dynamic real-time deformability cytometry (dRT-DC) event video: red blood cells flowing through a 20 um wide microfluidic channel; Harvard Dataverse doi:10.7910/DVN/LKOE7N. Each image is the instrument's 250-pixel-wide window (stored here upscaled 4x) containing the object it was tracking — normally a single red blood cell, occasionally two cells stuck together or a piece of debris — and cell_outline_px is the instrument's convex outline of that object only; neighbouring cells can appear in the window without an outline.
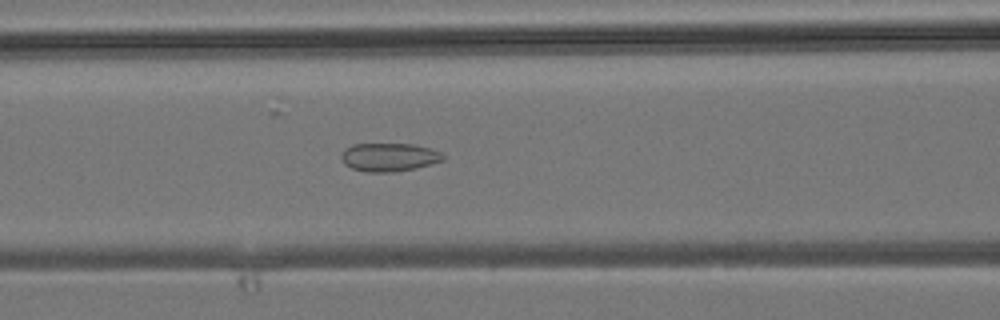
{"species": "common noctule bat (a hibernating species)", "species_latin": "Nyctalus noctula", "temperature_condition": "room temperature", "stored_images_in_passage": 45, "camera_frame_rate_fps": 3000, "um_per_image_px": 0.085, "animal": {"sex": "male", "body_mass_g": 19.2, "forearm_length_mm": 51.8}, "frame": {"image": 1, "passage_image": 18, "time_ms": 5.667, "image_size_px": [1000, 320], "cell_outline_px": [[444, 160], [432, 164], [416, 168], [396, 172], [368, 172], [352, 168], [344, 164], [340, 156], [344, 148], [352, 144], [412, 144], [428, 148], [440, 152], [444, 156]], "centroid_in_image_um": [33.05, 13.36], "position_along_channel_um": 133.6, "area_um2": 16.88}}
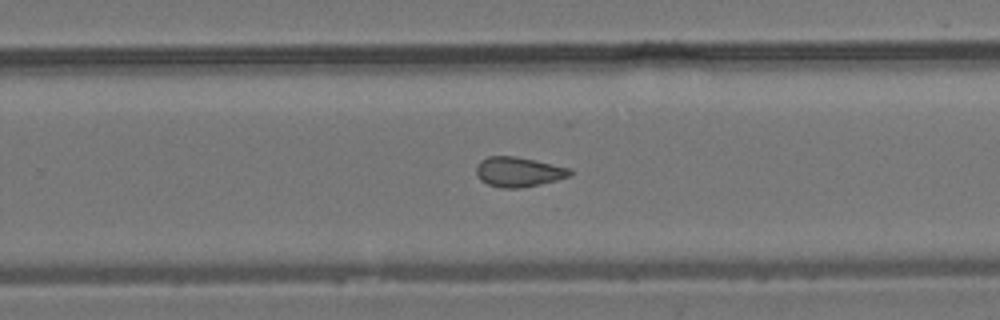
{"frame": {"image": 2, "passage_image": 28, "time_ms": 9.0, "image_size_px": [1000, 320], "cell_outline_px": [[572, 176], [540, 184], [520, 188], [500, 188], [488, 184], [480, 180], [476, 176], [476, 164], [480, 160], [488, 156], [516, 156], [572, 168]], "centroid_in_image_um": [44.07, 14.6], "position_along_channel_um": 285.7, "area_um2": 16.53}}
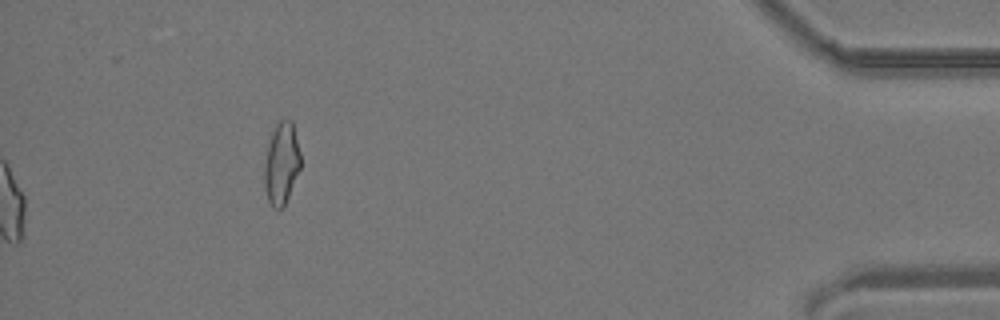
{"frame": {"image": 3, "passage_image": 45, "time_ms": 14.667, "image_size_px": [1000, 320], "cell_outline_px": [[300, 168], [284, 208], [272, 208], [268, 200], [264, 188], [264, 164], [268, 144], [272, 132], [276, 124], [280, 120], [292, 120], [300, 152]], "centroid_in_image_um": [23.92, 13.92], "position_along_channel_um": 411.3, "area_um2": 17.34}}